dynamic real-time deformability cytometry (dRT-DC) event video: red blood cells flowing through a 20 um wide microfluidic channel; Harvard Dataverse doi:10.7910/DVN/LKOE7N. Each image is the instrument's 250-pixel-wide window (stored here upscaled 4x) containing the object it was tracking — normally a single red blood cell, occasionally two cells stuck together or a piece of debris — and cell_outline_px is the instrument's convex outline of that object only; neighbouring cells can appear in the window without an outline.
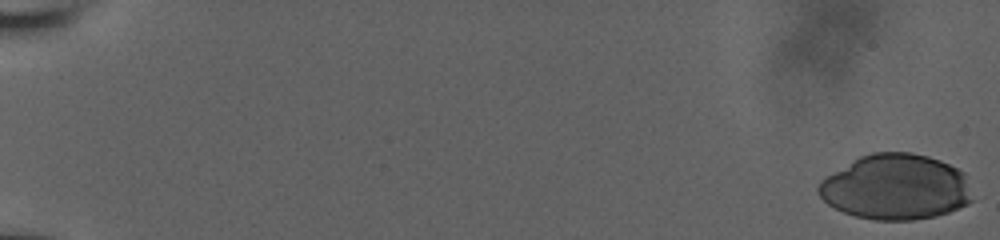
{"species": "human", "species_latin": "Homo sapiens", "temperature_condition": "room temperature", "stored_images_in_passage": 57, "camera_frame_rate_fps": 3000, "um_per_image_px": 0.085, "donor": {"sex": "male"}, "frame": {"image": 1, "passage_image": 1, "time_ms": 0.0, "image_size_px": [1000, 240], "cell_outline_px": [[976, 200], [968, 204], [948, 212], [936, 216], [912, 220], [876, 220], [856, 216], [844, 212], [828, 204], [820, 196], [816, 188], [820, 180], [860, 156], [872, 152], [912, 152], [928, 156], [940, 160], [964, 172]], "centroid_in_image_um": [76.18, 15.9], "position_along_channel_um": 8.8, "area_um2": 58.96}}